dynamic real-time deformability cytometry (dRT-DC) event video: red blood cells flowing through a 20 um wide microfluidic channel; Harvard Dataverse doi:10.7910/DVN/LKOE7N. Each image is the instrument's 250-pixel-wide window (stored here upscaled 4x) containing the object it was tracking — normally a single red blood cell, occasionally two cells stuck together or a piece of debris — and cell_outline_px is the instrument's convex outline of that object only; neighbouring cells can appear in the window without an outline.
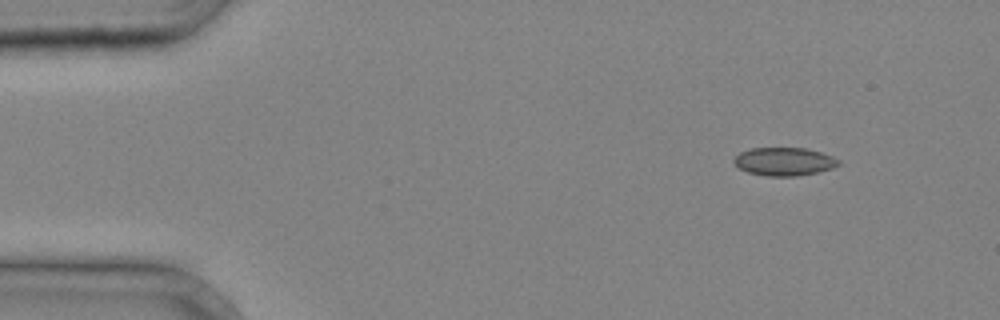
{"species": "common noctule bat (a hibernating species)", "species_latin": "Nyctalus noctula", "temperature_condition": "cold", "stored_images_in_passage": 3, "camera_frame_rate_fps": 3000, "um_per_image_px": 0.085, "animal": {"sex": "male", "body_mass_g": 20.4}, "frame": {"image": 1, "passage_image": 1, "time_ms": 0.0, "image_size_px": [1000, 320], "cell_outline_px": [[840, 164], [832, 168], [816, 172], [796, 176], [768, 176], [748, 172], [740, 168], [732, 160], [740, 152], [748, 148], [808, 148], [832, 156], [840, 160]], "centroid_in_image_um": [66.66, 13.72], "position_along_channel_um": 18.3, "area_um2": 17.11}}
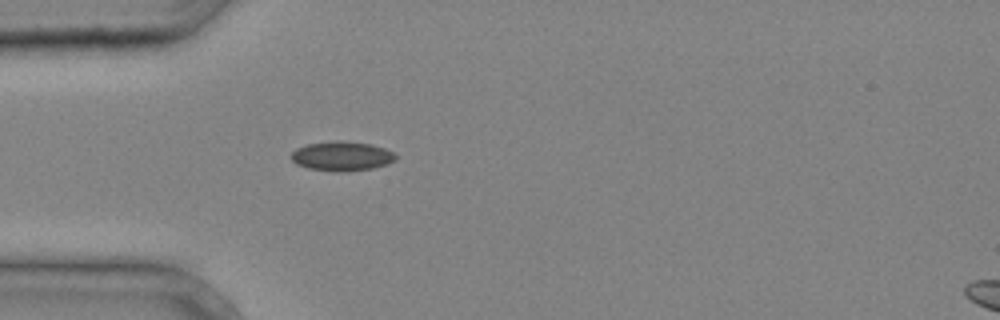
{"frame": {"image": 2, "passage_image": 3, "time_ms": 0.667, "image_size_px": [1000, 320], "cell_outline_px": [[396, 160], [388, 164], [372, 168], [336, 172], [308, 168], [296, 164], [292, 160], [292, 152], [296, 148], [308, 144], [336, 140], [340, 140], [372, 144], [384, 148], [392, 152], [396, 156]], "centroid_in_image_um": [29.06, 13.26], "position_along_channel_um": 55.9, "area_um2": 17.86}}